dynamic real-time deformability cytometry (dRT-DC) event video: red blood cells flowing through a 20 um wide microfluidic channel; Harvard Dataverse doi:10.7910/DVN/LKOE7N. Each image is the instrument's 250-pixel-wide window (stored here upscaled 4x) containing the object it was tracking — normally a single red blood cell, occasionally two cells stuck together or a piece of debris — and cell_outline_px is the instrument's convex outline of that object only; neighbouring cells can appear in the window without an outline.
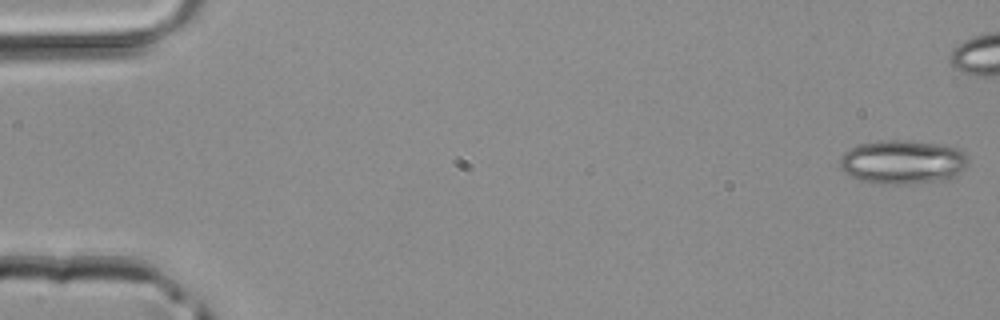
{"species": "common noctule bat (a hibernating species)", "species_latin": "Nyctalus noctula", "temperature_condition": "room temperature", "stored_images_in_passage": 4, "camera_frame_rate_fps": 3000, "um_per_image_px": 0.085, "animal": {"sex": "male", "body_mass_g": 20.4}, "frame": {"image": 1, "passage_image": 1, "time_ms": 0.0, "image_size_px": [1000, 320], "cell_outline_px": [[968, 164], [960, 172], [952, 176], [936, 180], [900, 184], [880, 184], [860, 180], [844, 172], [840, 168], [840, 156], [844, 152], [856, 144], [880, 140], [904, 140], [932, 144], [956, 148], [964, 152], [968, 160]], "centroid_in_image_um": [76.65, 13.76], "position_along_channel_um": 8.4, "area_um2": 32.43}}